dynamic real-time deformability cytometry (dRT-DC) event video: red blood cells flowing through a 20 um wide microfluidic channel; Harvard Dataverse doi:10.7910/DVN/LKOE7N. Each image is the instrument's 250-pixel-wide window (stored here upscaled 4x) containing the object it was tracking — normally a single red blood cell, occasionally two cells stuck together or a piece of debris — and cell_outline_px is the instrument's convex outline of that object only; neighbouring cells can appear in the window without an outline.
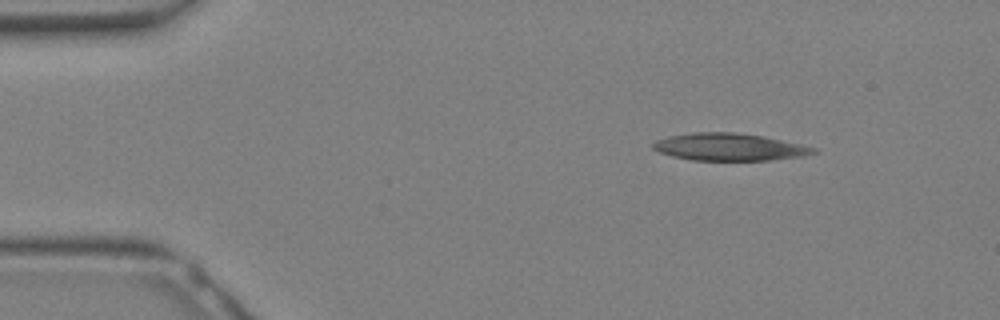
{"species": "Egyptian fruit bat (a non-hibernating species)", "species_latin": "Rousettus aegyptiacus", "temperature_condition": "warm", "stored_images_in_passage": 12, "camera_frame_rate_fps": 3000, "um_per_image_px": 0.085, "animal": {"sex": "female"}, "frame": {"image": 1, "passage_image": 1, "time_ms": 0.0, "image_size_px": [1000, 320], "cell_outline_px": [[820, 152], [804, 156], [772, 160], [692, 160], [672, 156], [660, 152], [652, 148], [652, 144], [656, 140], [668, 136], [692, 132], [732, 132], [760, 136], [800, 144], [816, 148]], "centroid_in_image_um": [61.99, 12.5], "position_along_channel_um": 23.0, "area_um2": 25.43}}
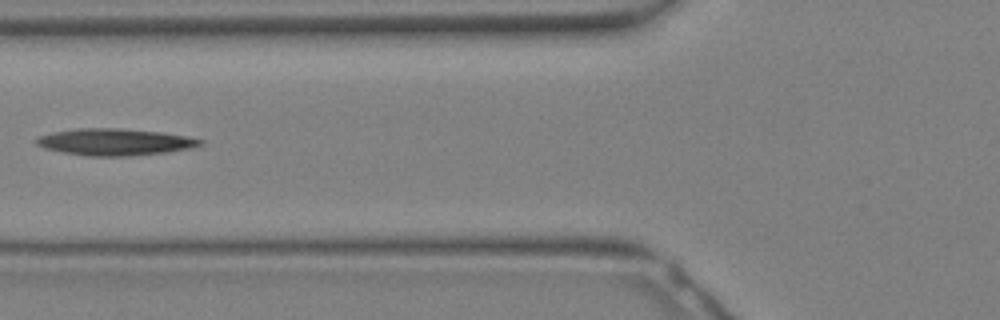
{"frame": {"image": 2, "passage_image": 9, "time_ms": 2.667, "image_size_px": [1000, 320], "cell_outline_px": [[204, 144], [188, 148], [168, 152], [132, 156], [84, 156], [44, 148], [36, 144], [36, 140], [40, 136], [52, 132], [76, 128], [116, 128], [160, 132], [188, 136], [204, 140]], "centroid_in_image_um": [9.77, 12.07], "position_along_channel_um": 116.0, "area_um2": 25.55}}
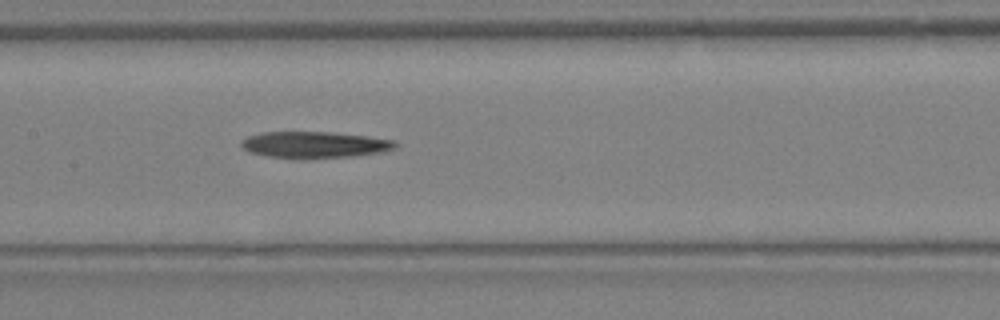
{"frame": {"image": 3, "passage_image": 12, "time_ms": 3.667, "image_size_px": [1000, 320], "cell_outline_px": [[400, 144], [396, 148], [380, 152], [352, 156], [304, 160], [268, 156], [248, 152], [240, 144], [248, 136], [264, 132], [332, 132], [368, 136], [396, 140]], "centroid_in_image_um": [26.78, 12.32], "position_along_channel_um": 180.6, "area_um2": 24.1}}